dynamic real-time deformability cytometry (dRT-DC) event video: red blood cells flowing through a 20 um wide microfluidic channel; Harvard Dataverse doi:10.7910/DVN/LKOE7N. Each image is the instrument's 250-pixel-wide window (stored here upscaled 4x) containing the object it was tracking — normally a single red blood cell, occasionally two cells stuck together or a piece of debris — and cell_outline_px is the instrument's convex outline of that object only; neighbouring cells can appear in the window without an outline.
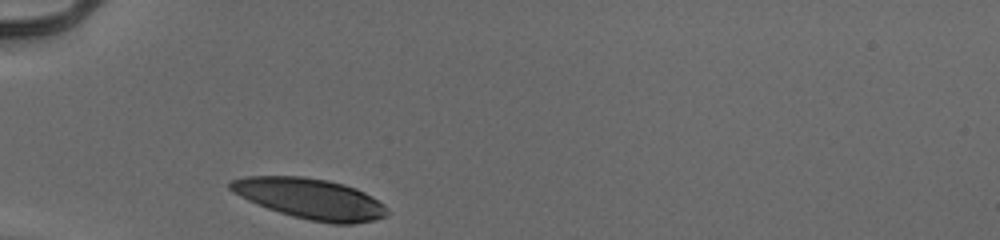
{"species": "human", "species_latin": "Homo sapiens", "temperature_condition": "cold", "stored_images_in_passage": 28, "camera_frame_rate_fps": 3000, "um_per_image_px": 0.085, "donor": {"sex": "male"}, "frame": {"image": 1, "passage_image": 1, "time_ms": 0.0, "image_size_px": [1000, 240], "cell_outline_px": [[388, 216], [372, 220], [352, 224], [332, 224], [308, 220], [292, 216], [268, 208], [248, 200], [232, 192], [228, 188], [228, 184], [232, 180], [244, 176], [300, 176], [328, 180], [344, 184], [356, 188], [372, 196], [384, 204], [388, 212]], "centroid_in_image_um": [26.37, 16.88], "position_along_channel_um": 58.6, "area_um2": 37.11}}
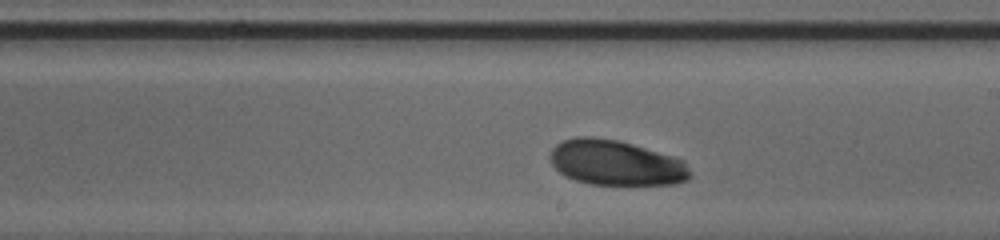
{"frame": {"image": 2, "passage_image": 16, "time_ms": 5.0, "image_size_px": [1000, 240], "cell_outline_px": [[692, 176], [688, 180], [676, 184], [588, 184], [564, 176], [552, 164], [548, 156], [552, 148], [560, 140], [576, 136], [592, 136], [616, 140], [632, 144], [672, 156], [684, 160], [692, 172]], "centroid_in_image_um": [52.33, 13.83], "position_along_channel_um": 236.7, "area_um2": 37.11}}
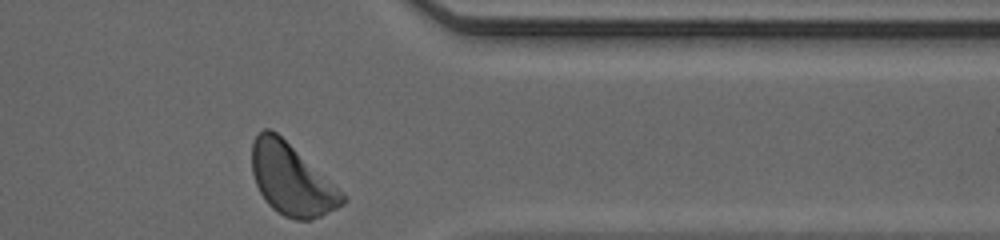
{"frame": {"image": 3, "passage_image": 28, "time_ms": 9.0, "image_size_px": [1000, 240], "cell_outline_px": [[348, 200], [344, 204], [312, 220], [296, 220], [284, 216], [272, 208], [264, 200], [256, 184], [252, 172], [252, 144], [256, 136], [264, 128], [268, 128], [276, 132], [348, 196]], "centroid_in_image_um": [24.79, 15.28], "position_along_channel_um": 386.6, "area_um2": 37.4}, "authors_computed_cell_mechanics": {"area_um2": 37.0787, "velocity_mm_per_s": 3.8712, "shape_relaxation_time_tau1_ms": 2.0249, "shape_relaxation_time_tau2_ms": null, "deformation_change_tau1": 0.1064, "deformation_change_tau2": null}}